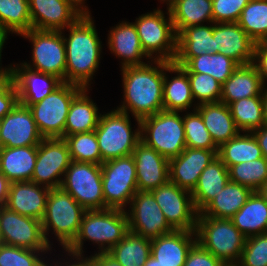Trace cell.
Instances as JSON below:
<instances>
[{"instance_id":"16","label":"cell","mask_w":267,"mask_h":266,"mask_svg":"<svg viewBox=\"0 0 267 266\" xmlns=\"http://www.w3.org/2000/svg\"><path fill=\"white\" fill-rule=\"evenodd\" d=\"M130 205V213L126 211L130 231L149 239L174 231L151 191H137Z\"/></svg>"},{"instance_id":"22","label":"cell","mask_w":267,"mask_h":266,"mask_svg":"<svg viewBox=\"0 0 267 266\" xmlns=\"http://www.w3.org/2000/svg\"><path fill=\"white\" fill-rule=\"evenodd\" d=\"M10 68L17 91L19 103L30 107L48 96L62 81L54 75L37 72L22 65Z\"/></svg>"},{"instance_id":"43","label":"cell","mask_w":267,"mask_h":266,"mask_svg":"<svg viewBox=\"0 0 267 266\" xmlns=\"http://www.w3.org/2000/svg\"><path fill=\"white\" fill-rule=\"evenodd\" d=\"M229 180L256 191L267 180V159L243 162L228 168Z\"/></svg>"},{"instance_id":"6","label":"cell","mask_w":267,"mask_h":266,"mask_svg":"<svg viewBox=\"0 0 267 266\" xmlns=\"http://www.w3.org/2000/svg\"><path fill=\"white\" fill-rule=\"evenodd\" d=\"M141 142L170 160L186 148L183 117L178 111L160 112L140 120Z\"/></svg>"},{"instance_id":"25","label":"cell","mask_w":267,"mask_h":266,"mask_svg":"<svg viewBox=\"0 0 267 266\" xmlns=\"http://www.w3.org/2000/svg\"><path fill=\"white\" fill-rule=\"evenodd\" d=\"M208 53H215L213 25L189 26L177 34L175 64L184 66L191 58Z\"/></svg>"},{"instance_id":"60","label":"cell","mask_w":267,"mask_h":266,"mask_svg":"<svg viewBox=\"0 0 267 266\" xmlns=\"http://www.w3.org/2000/svg\"><path fill=\"white\" fill-rule=\"evenodd\" d=\"M143 266H164L155 258H153L151 255L147 259L146 263Z\"/></svg>"},{"instance_id":"17","label":"cell","mask_w":267,"mask_h":266,"mask_svg":"<svg viewBox=\"0 0 267 266\" xmlns=\"http://www.w3.org/2000/svg\"><path fill=\"white\" fill-rule=\"evenodd\" d=\"M0 138L7 148L38 146L43 139L31 110L19 102L0 120Z\"/></svg>"},{"instance_id":"38","label":"cell","mask_w":267,"mask_h":266,"mask_svg":"<svg viewBox=\"0 0 267 266\" xmlns=\"http://www.w3.org/2000/svg\"><path fill=\"white\" fill-rule=\"evenodd\" d=\"M239 65L229 57L215 52L191 58L184 66L187 73H203L223 84Z\"/></svg>"},{"instance_id":"36","label":"cell","mask_w":267,"mask_h":266,"mask_svg":"<svg viewBox=\"0 0 267 266\" xmlns=\"http://www.w3.org/2000/svg\"><path fill=\"white\" fill-rule=\"evenodd\" d=\"M107 253L123 266H143L151 255V239L129 230Z\"/></svg>"},{"instance_id":"14","label":"cell","mask_w":267,"mask_h":266,"mask_svg":"<svg viewBox=\"0 0 267 266\" xmlns=\"http://www.w3.org/2000/svg\"><path fill=\"white\" fill-rule=\"evenodd\" d=\"M151 192L164 213L166 221L174 230H196L198 212L191 192L170 181Z\"/></svg>"},{"instance_id":"21","label":"cell","mask_w":267,"mask_h":266,"mask_svg":"<svg viewBox=\"0 0 267 266\" xmlns=\"http://www.w3.org/2000/svg\"><path fill=\"white\" fill-rule=\"evenodd\" d=\"M138 191H151L169 181V160L139 142L133 151Z\"/></svg>"},{"instance_id":"12","label":"cell","mask_w":267,"mask_h":266,"mask_svg":"<svg viewBox=\"0 0 267 266\" xmlns=\"http://www.w3.org/2000/svg\"><path fill=\"white\" fill-rule=\"evenodd\" d=\"M62 31L30 29L20 34L32 41V63H22L27 68L51 74L65 82L66 47ZM34 69H33V67Z\"/></svg>"},{"instance_id":"26","label":"cell","mask_w":267,"mask_h":266,"mask_svg":"<svg viewBox=\"0 0 267 266\" xmlns=\"http://www.w3.org/2000/svg\"><path fill=\"white\" fill-rule=\"evenodd\" d=\"M264 87L253 63L239 65L222 84L220 102L229 106L237 100L259 96L265 89Z\"/></svg>"},{"instance_id":"15","label":"cell","mask_w":267,"mask_h":266,"mask_svg":"<svg viewBox=\"0 0 267 266\" xmlns=\"http://www.w3.org/2000/svg\"><path fill=\"white\" fill-rule=\"evenodd\" d=\"M70 162L69 149L63 138H43L37 146V159L31 182L50 189L60 187V175L64 176Z\"/></svg>"},{"instance_id":"45","label":"cell","mask_w":267,"mask_h":266,"mask_svg":"<svg viewBox=\"0 0 267 266\" xmlns=\"http://www.w3.org/2000/svg\"><path fill=\"white\" fill-rule=\"evenodd\" d=\"M193 99L199 100V105L220 102L222 84L214 77L203 73H187Z\"/></svg>"},{"instance_id":"53","label":"cell","mask_w":267,"mask_h":266,"mask_svg":"<svg viewBox=\"0 0 267 266\" xmlns=\"http://www.w3.org/2000/svg\"><path fill=\"white\" fill-rule=\"evenodd\" d=\"M251 133L255 136L261 148L262 155L267 159V126H262Z\"/></svg>"},{"instance_id":"49","label":"cell","mask_w":267,"mask_h":266,"mask_svg":"<svg viewBox=\"0 0 267 266\" xmlns=\"http://www.w3.org/2000/svg\"><path fill=\"white\" fill-rule=\"evenodd\" d=\"M18 91L11 74L0 83V120L17 105Z\"/></svg>"},{"instance_id":"62","label":"cell","mask_w":267,"mask_h":266,"mask_svg":"<svg viewBox=\"0 0 267 266\" xmlns=\"http://www.w3.org/2000/svg\"><path fill=\"white\" fill-rule=\"evenodd\" d=\"M258 44L267 51V35Z\"/></svg>"},{"instance_id":"35","label":"cell","mask_w":267,"mask_h":266,"mask_svg":"<svg viewBox=\"0 0 267 266\" xmlns=\"http://www.w3.org/2000/svg\"><path fill=\"white\" fill-rule=\"evenodd\" d=\"M252 192L250 188L229 180L200 213L203 216L230 219L246 203Z\"/></svg>"},{"instance_id":"7","label":"cell","mask_w":267,"mask_h":266,"mask_svg":"<svg viewBox=\"0 0 267 266\" xmlns=\"http://www.w3.org/2000/svg\"><path fill=\"white\" fill-rule=\"evenodd\" d=\"M138 130L132 131L129 113L116 109L99 118L94 130L97 136L102 163L133 154L141 141L140 119L136 118Z\"/></svg>"},{"instance_id":"20","label":"cell","mask_w":267,"mask_h":266,"mask_svg":"<svg viewBox=\"0 0 267 266\" xmlns=\"http://www.w3.org/2000/svg\"><path fill=\"white\" fill-rule=\"evenodd\" d=\"M213 24L215 52L231 58L238 65L253 63L256 43L237 22Z\"/></svg>"},{"instance_id":"55","label":"cell","mask_w":267,"mask_h":266,"mask_svg":"<svg viewBox=\"0 0 267 266\" xmlns=\"http://www.w3.org/2000/svg\"><path fill=\"white\" fill-rule=\"evenodd\" d=\"M73 257L75 256V259L77 258L78 261H75L76 263H73V264H66V266H94L93 265V261H92V256L90 258H84L83 255H74V254H71ZM84 258V259H83ZM50 264H48L49 266ZM51 266V265H50ZM57 266V262H56V265ZM58 266H61V265H58Z\"/></svg>"},{"instance_id":"40","label":"cell","mask_w":267,"mask_h":266,"mask_svg":"<svg viewBox=\"0 0 267 266\" xmlns=\"http://www.w3.org/2000/svg\"><path fill=\"white\" fill-rule=\"evenodd\" d=\"M0 24L18 35L32 29L28 0H0Z\"/></svg>"},{"instance_id":"56","label":"cell","mask_w":267,"mask_h":266,"mask_svg":"<svg viewBox=\"0 0 267 266\" xmlns=\"http://www.w3.org/2000/svg\"><path fill=\"white\" fill-rule=\"evenodd\" d=\"M262 99H263V114H264V124L267 126V89H263Z\"/></svg>"},{"instance_id":"37","label":"cell","mask_w":267,"mask_h":266,"mask_svg":"<svg viewBox=\"0 0 267 266\" xmlns=\"http://www.w3.org/2000/svg\"><path fill=\"white\" fill-rule=\"evenodd\" d=\"M217 157L229 168L243 162L257 160L263 155L255 136L246 132L244 135L239 133L228 142L221 144L218 147Z\"/></svg>"},{"instance_id":"10","label":"cell","mask_w":267,"mask_h":266,"mask_svg":"<svg viewBox=\"0 0 267 266\" xmlns=\"http://www.w3.org/2000/svg\"><path fill=\"white\" fill-rule=\"evenodd\" d=\"M101 171L105 209L125 210L138 191L133 155L103 162Z\"/></svg>"},{"instance_id":"27","label":"cell","mask_w":267,"mask_h":266,"mask_svg":"<svg viewBox=\"0 0 267 266\" xmlns=\"http://www.w3.org/2000/svg\"><path fill=\"white\" fill-rule=\"evenodd\" d=\"M108 45L111 52L123 60L122 68L146 64L141 61L148 57L142 49L134 23L122 22L110 30Z\"/></svg>"},{"instance_id":"63","label":"cell","mask_w":267,"mask_h":266,"mask_svg":"<svg viewBox=\"0 0 267 266\" xmlns=\"http://www.w3.org/2000/svg\"><path fill=\"white\" fill-rule=\"evenodd\" d=\"M161 1H165L166 2V0H161ZM173 0H167V5H169L171 2H172Z\"/></svg>"},{"instance_id":"29","label":"cell","mask_w":267,"mask_h":266,"mask_svg":"<svg viewBox=\"0 0 267 266\" xmlns=\"http://www.w3.org/2000/svg\"><path fill=\"white\" fill-rule=\"evenodd\" d=\"M229 181L228 168L216 157L202 171L196 187L191 192L195 209L200 213Z\"/></svg>"},{"instance_id":"57","label":"cell","mask_w":267,"mask_h":266,"mask_svg":"<svg viewBox=\"0 0 267 266\" xmlns=\"http://www.w3.org/2000/svg\"><path fill=\"white\" fill-rule=\"evenodd\" d=\"M7 34H8V32L0 24V61H1V53H2V49H3V45H4L5 40L7 38Z\"/></svg>"},{"instance_id":"2","label":"cell","mask_w":267,"mask_h":266,"mask_svg":"<svg viewBox=\"0 0 267 266\" xmlns=\"http://www.w3.org/2000/svg\"><path fill=\"white\" fill-rule=\"evenodd\" d=\"M91 13L82 14L67 27L68 38L63 39L66 47L65 82L88 88L99 66L101 41L98 37Z\"/></svg>"},{"instance_id":"61","label":"cell","mask_w":267,"mask_h":266,"mask_svg":"<svg viewBox=\"0 0 267 266\" xmlns=\"http://www.w3.org/2000/svg\"><path fill=\"white\" fill-rule=\"evenodd\" d=\"M0 67V83L10 74V68L1 69Z\"/></svg>"},{"instance_id":"3","label":"cell","mask_w":267,"mask_h":266,"mask_svg":"<svg viewBox=\"0 0 267 266\" xmlns=\"http://www.w3.org/2000/svg\"><path fill=\"white\" fill-rule=\"evenodd\" d=\"M128 231L129 224L126 210L109 208L105 210H86L81 220L78 236L66 249V252L82 255L83 240L88 239L99 245L100 253H106L120 242Z\"/></svg>"},{"instance_id":"23","label":"cell","mask_w":267,"mask_h":266,"mask_svg":"<svg viewBox=\"0 0 267 266\" xmlns=\"http://www.w3.org/2000/svg\"><path fill=\"white\" fill-rule=\"evenodd\" d=\"M50 188L31 181L11 182L5 206L20 215L42 221Z\"/></svg>"},{"instance_id":"59","label":"cell","mask_w":267,"mask_h":266,"mask_svg":"<svg viewBox=\"0 0 267 266\" xmlns=\"http://www.w3.org/2000/svg\"><path fill=\"white\" fill-rule=\"evenodd\" d=\"M69 1H71L83 13H89V10L86 8L87 6L85 5L84 7L83 5L85 0H69Z\"/></svg>"},{"instance_id":"52","label":"cell","mask_w":267,"mask_h":266,"mask_svg":"<svg viewBox=\"0 0 267 266\" xmlns=\"http://www.w3.org/2000/svg\"><path fill=\"white\" fill-rule=\"evenodd\" d=\"M92 261L94 266H123L107 252H98V254L96 253L94 256H92Z\"/></svg>"},{"instance_id":"31","label":"cell","mask_w":267,"mask_h":266,"mask_svg":"<svg viewBox=\"0 0 267 266\" xmlns=\"http://www.w3.org/2000/svg\"><path fill=\"white\" fill-rule=\"evenodd\" d=\"M86 92L88 88H83L72 100L64 129V137L76 133L94 131L101 116L98 115V107L89 99Z\"/></svg>"},{"instance_id":"41","label":"cell","mask_w":267,"mask_h":266,"mask_svg":"<svg viewBox=\"0 0 267 266\" xmlns=\"http://www.w3.org/2000/svg\"><path fill=\"white\" fill-rule=\"evenodd\" d=\"M237 23L258 44L267 35V0H250Z\"/></svg>"},{"instance_id":"48","label":"cell","mask_w":267,"mask_h":266,"mask_svg":"<svg viewBox=\"0 0 267 266\" xmlns=\"http://www.w3.org/2000/svg\"><path fill=\"white\" fill-rule=\"evenodd\" d=\"M250 0H212L213 23L237 22Z\"/></svg>"},{"instance_id":"39","label":"cell","mask_w":267,"mask_h":266,"mask_svg":"<svg viewBox=\"0 0 267 266\" xmlns=\"http://www.w3.org/2000/svg\"><path fill=\"white\" fill-rule=\"evenodd\" d=\"M229 108L239 131L251 133L265 126L262 93L232 102Z\"/></svg>"},{"instance_id":"32","label":"cell","mask_w":267,"mask_h":266,"mask_svg":"<svg viewBox=\"0 0 267 266\" xmlns=\"http://www.w3.org/2000/svg\"><path fill=\"white\" fill-rule=\"evenodd\" d=\"M167 72L177 73L176 77L168 80L164 72L163 84V106L166 111L183 112L188 110L193 103V96L187 72L179 65L171 62L167 67Z\"/></svg>"},{"instance_id":"24","label":"cell","mask_w":267,"mask_h":266,"mask_svg":"<svg viewBox=\"0 0 267 266\" xmlns=\"http://www.w3.org/2000/svg\"><path fill=\"white\" fill-rule=\"evenodd\" d=\"M196 242L195 231L174 230L151 239V256L164 266H183Z\"/></svg>"},{"instance_id":"42","label":"cell","mask_w":267,"mask_h":266,"mask_svg":"<svg viewBox=\"0 0 267 266\" xmlns=\"http://www.w3.org/2000/svg\"><path fill=\"white\" fill-rule=\"evenodd\" d=\"M63 139L67 143L71 161L102 164L95 131L76 133Z\"/></svg>"},{"instance_id":"47","label":"cell","mask_w":267,"mask_h":266,"mask_svg":"<svg viewBox=\"0 0 267 266\" xmlns=\"http://www.w3.org/2000/svg\"><path fill=\"white\" fill-rule=\"evenodd\" d=\"M237 266H267V233L246 238Z\"/></svg>"},{"instance_id":"58","label":"cell","mask_w":267,"mask_h":266,"mask_svg":"<svg viewBox=\"0 0 267 266\" xmlns=\"http://www.w3.org/2000/svg\"><path fill=\"white\" fill-rule=\"evenodd\" d=\"M256 192L267 202V180L256 190Z\"/></svg>"},{"instance_id":"50","label":"cell","mask_w":267,"mask_h":266,"mask_svg":"<svg viewBox=\"0 0 267 266\" xmlns=\"http://www.w3.org/2000/svg\"><path fill=\"white\" fill-rule=\"evenodd\" d=\"M225 264L196 242L190 249L183 266H224Z\"/></svg>"},{"instance_id":"9","label":"cell","mask_w":267,"mask_h":266,"mask_svg":"<svg viewBox=\"0 0 267 266\" xmlns=\"http://www.w3.org/2000/svg\"><path fill=\"white\" fill-rule=\"evenodd\" d=\"M167 15L169 17L165 19L163 11L158 9L139 16L134 23L148 59L152 58L154 53V60L173 62L175 59L177 35L169 9Z\"/></svg>"},{"instance_id":"64","label":"cell","mask_w":267,"mask_h":266,"mask_svg":"<svg viewBox=\"0 0 267 266\" xmlns=\"http://www.w3.org/2000/svg\"><path fill=\"white\" fill-rule=\"evenodd\" d=\"M3 149V145H2V142H1V138H0V151Z\"/></svg>"},{"instance_id":"28","label":"cell","mask_w":267,"mask_h":266,"mask_svg":"<svg viewBox=\"0 0 267 266\" xmlns=\"http://www.w3.org/2000/svg\"><path fill=\"white\" fill-rule=\"evenodd\" d=\"M195 110L201 115L205 127L218 147L240 133L228 105L221 102L197 104Z\"/></svg>"},{"instance_id":"18","label":"cell","mask_w":267,"mask_h":266,"mask_svg":"<svg viewBox=\"0 0 267 266\" xmlns=\"http://www.w3.org/2000/svg\"><path fill=\"white\" fill-rule=\"evenodd\" d=\"M31 25L34 29L63 31L82 14L69 0H28Z\"/></svg>"},{"instance_id":"8","label":"cell","mask_w":267,"mask_h":266,"mask_svg":"<svg viewBox=\"0 0 267 266\" xmlns=\"http://www.w3.org/2000/svg\"><path fill=\"white\" fill-rule=\"evenodd\" d=\"M83 87L62 82L48 96L29 107L43 138H63L66 119L73 98Z\"/></svg>"},{"instance_id":"13","label":"cell","mask_w":267,"mask_h":266,"mask_svg":"<svg viewBox=\"0 0 267 266\" xmlns=\"http://www.w3.org/2000/svg\"><path fill=\"white\" fill-rule=\"evenodd\" d=\"M0 243L37 251L51 250L40 220L20 215L6 206L0 211Z\"/></svg>"},{"instance_id":"19","label":"cell","mask_w":267,"mask_h":266,"mask_svg":"<svg viewBox=\"0 0 267 266\" xmlns=\"http://www.w3.org/2000/svg\"><path fill=\"white\" fill-rule=\"evenodd\" d=\"M218 150L188 148L169 160V181L192 192L202 171L217 157Z\"/></svg>"},{"instance_id":"11","label":"cell","mask_w":267,"mask_h":266,"mask_svg":"<svg viewBox=\"0 0 267 266\" xmlns=\"http://www.w3.org/2000/svg\"><path fill=\"white\" fill-rule=\"evenodd\" d=\"M60 187L85 210H105L101 165L71 161Z\"/></svg>"},{"instance_id":"51","label":"cell","mask_w":267,"mask_h":266,"mask_svg":"<svg viewBox=\"0 0 267 266\" xmlns=\"http://www.w3.org/2000/svg\"><path fill=\"white\" fill-rule=\"evenodd\" d=\"M253 64L257 68L264 85L265 80H267V51H265L259 44H256L255 46Z\"/></svg>"},{"instance_id":"46","label":"cell","mask_w":267,"mask_h":266,"mask_svg":"<svg viewBox=\"0 0 267 266\" xmlns=\"http://www.w3.org/2000/svg\"><path fill=\"white\" fill-rule=\"evenodd\" d=\"M39 252L0 243V266H48L39 258Z\"/></svg>"},{"instance_id":"33","label":"cell","mask_w":267,"mask_h":266,"mask_svg":"<svg viewBox=\"0 0 267 266\" xmlns=\"http://www.w3.org/2000/svg\"><path fill=\"white\" fill-rule=\"evenodd\" d=\"M230 219L246 238L267 233V202L253 191L246 203Z\"/></svg>"},{"instance_id":"1","label":"cell","mask_w":267,"mask_h":266,"mask_svg":"<svg viewBox=\"0 0 267 266\" xmlns=\"http://www.w3.org/2000/svg\"><path fill=\"white\" fill-rule=\"evenodd\" d=\"M170 63L154 60L157 67L146 63L122 68L125 101L116 109L131 111L140 120L164 110V70Z\"/></svg>"},{"instance_id":"30","label":"cell","mask_w":267,"mask_h":266,"mask_svg":"<svg viewBox=\"0 0 267 266\" xmlns=\"http://www.w3.org/2000/svg\"><path fill=\"white\" fill-rule=\"evenodd\" d=\"M37 159V146L7 148L0 151V172L10 182L31 181Z\"/></svg>"},{"instance_id":"44","label":"cell","mask_w":267,"mask_h":266,"mask_svg":"<svg viewBox=\"0 0 267 266\" xmlns=\"http://www.w3.org/2000/svg\"><path fill=\"white\" fill-rule=\"evenodd\" d=\"M185 142L188 148L218 150L208 129L205 127L201 115L194 109L183 117Z\"/></svg>"},{"instance_id":"34","label":"cell","mask_w":267,"mask_h":266,"mask_svg":"<svg viewBox=\"0 0 267 266\" xmlns=\"http://www.w3.org/2000/svg\"><path fill=\"white\" fill-rule=\"evenodd\" d=\"M167 9L176 35L189 26L213 23L212 0H173Z\"/></svg>"},{"instance_id":"5","label":"cell","mask_w":267,"mask_h":266,"mask_svg":"<svg viewBox=\"0 0 267 266\" xmlns=\"http://www.w3.org/2000/svg\"><path fill=\"white\" fill-rule=\"evenodd\" d=\"M86 210L61 187L49 191L45 215L41 221L47 243L49 229L55 233L66 250L76 239L80 231L81 220Z\"/></svg>"},{"instance_id":"4","label":"cell","mask_w":267,"mask_h":266,"mask_svg":"<svg viewBox=\"0 0 267 266\" xmlns=\"http://www.w3.org/2000/svg\"><path fill=\"white\" fill-rule=\"evenodd\" d=\"M197 242L226 265H237L245 247L246 237L231 219L203 216L198 213Z\"/></svg>"},{"instance_id":"54","label":"cell","mask_w":267,"mask_h":266,"mask_svg":"<svg viewBox=\"0 0 267 266\" xmlns=\"http://www.w3.org/2000/svg\"><path fill=\"white\" fill-rule=\"evenodd\" d=\"M10 181L0 172V206H5L8 198Z\"/></svg>"}]
</instances>
